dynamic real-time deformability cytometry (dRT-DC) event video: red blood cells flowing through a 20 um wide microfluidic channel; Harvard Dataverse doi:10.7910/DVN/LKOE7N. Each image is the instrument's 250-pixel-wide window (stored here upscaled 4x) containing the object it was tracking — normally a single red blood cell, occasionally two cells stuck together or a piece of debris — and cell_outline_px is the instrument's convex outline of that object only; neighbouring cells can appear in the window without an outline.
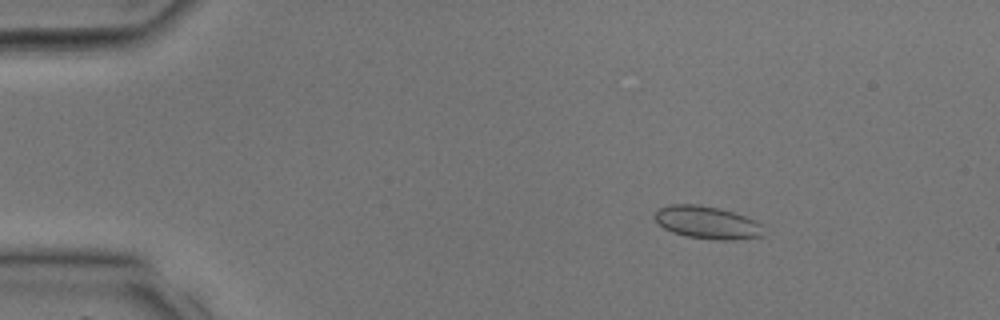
{"species": "common noctule bat (a hibernating species)", "species_latin": "Nyctalus noctula", "temperature_condition": "room temperature", "stored_images_in_passage": 16, "camera_frame_rate_fps": 3000, "um_per_image_px": 0.085, "animal": {"sex": "male", "body_mass_g": 17.9, "forearm_length_mm": 54.2}, "frame": {"image": 1, "passage_image": 4, "time_ms": 1.0, "image_size_px": [1000, 320], "cell_outline_px": [[764, 236], [736, 240], [712, 240], [688, 236], [672, 232], [664, 228], [652, 216], [660, 208], [672, 204], [696, 204], [720, 208], [744, 216], [760, 224]], "centroid_in_image_um": [60.09, 18.92], "position_along_channel_um": 24.9, "area_um2": 20.58}}
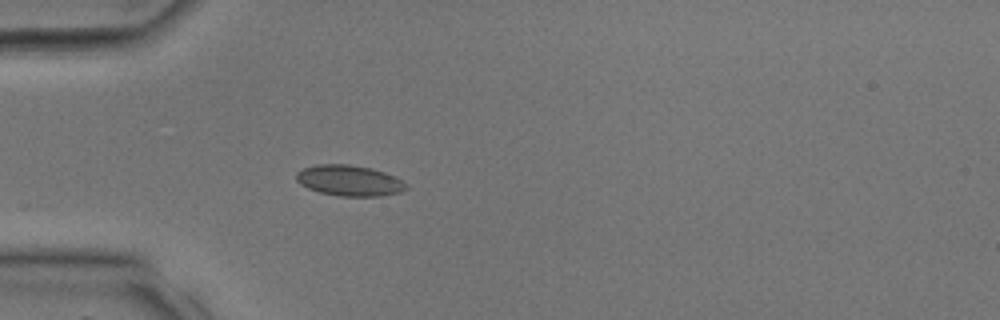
{"frame": {"image": 2, "passage_image": 9, "time_ms": 2.667, "image_size_px": [1000, 320], "cell_outline_px": [[408, 188], [400, 192], [380, 196], [340, 196], [320, 192], [308, 188], [300, 184], [296, 180], [296, 172], [304, 168], [316, 164], [348, 164], [372, 168], [396, 176], [408, 184]], "centroid_in_image_um": [29.71, 15.34], "position_along_channel_um": 55.3, "area_um2": 19.83}}
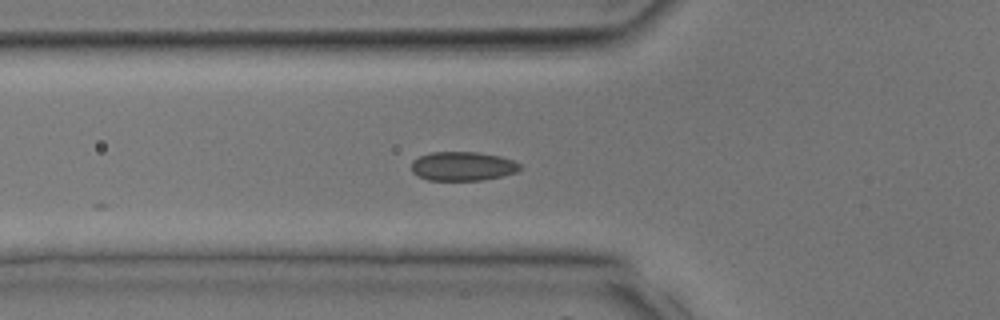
{"frame": {"image": 3, "passage_image": 11, "time_ms": 3.333, "image_size_px": [1000, 320], "cell_outline_px": [[520, 168], [516, 172], [484, 180], [428, 180], [412, 172], [412, 160], [420, 156], [432, 152], [476, 152], [500, 156], [512, 160], [520, 164]], "centroid_in_image_um": [39.31, 14.12], "position_along_channel_um": 86.5, "area_um2": 18.21}}